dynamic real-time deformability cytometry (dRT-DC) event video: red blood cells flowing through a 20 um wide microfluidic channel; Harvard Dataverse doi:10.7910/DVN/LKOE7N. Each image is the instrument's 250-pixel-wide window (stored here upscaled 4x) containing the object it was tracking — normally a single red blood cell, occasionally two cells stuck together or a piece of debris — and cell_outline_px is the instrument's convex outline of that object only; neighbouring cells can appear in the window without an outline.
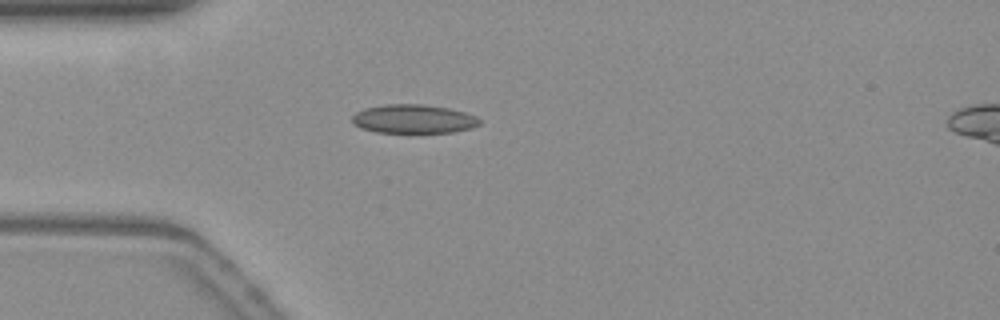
{"species": "common noctule bat (a hibernating species)", "species_latin": "Nyctalus noctula", "temperature_condition": "warm", "stored_images_in_passage": 40, "camera_frame_rate_fps": 3000, "um_per_image_px": 0.085, "animal": {"sex": "female", "body_mass_g": 19.3, "forearm_length_mm": 54.1}, "frame": {"image": 1, "passage_image": 9, "time_ms": 2.667, "image_size_px": [1000, 320], "cell_outline_px": [[480, 124], [472, 128], [452, 132], [376, 132], [360, 128], [352, 120], [352, 116], [356, 112], [364, 108], [384, 104], [424, 104], [448, 108], [464, 112], [476, 116], [480, 120]], "centroid_in_image_um": [35.15, 10.1], "position_along_channel_um": 49.9, "area_um2": 21.33}}
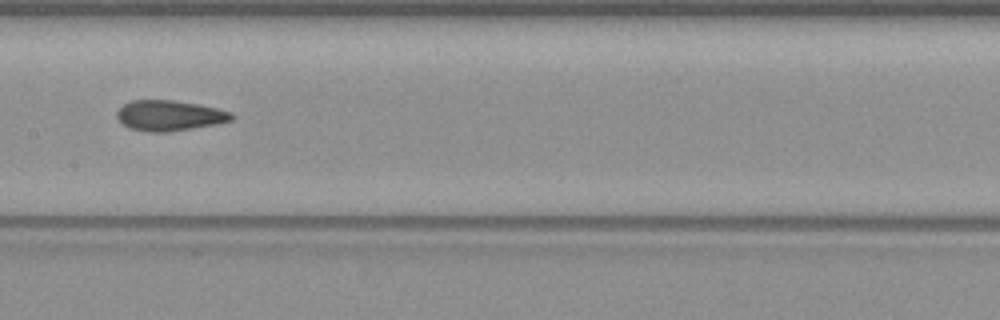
{"frame": {"image": 2, "passage_image": 21, "time_ms": 6.667, "image_size_px": [1000, 320], "cell_outline_px": [[236, 116], [232, 120], [216, 124], [168, 132], [144, 132], [128, 128], [120, 124], [116, 116], [116, 112], [124, 104], [132, 100], [172, 100], [196, 104], [216, 108], [232, 112]], "centroid_in_image_um": [14.37, 9.83], "position_along_channel_um": 193.0, "area_um2": 20.52}}
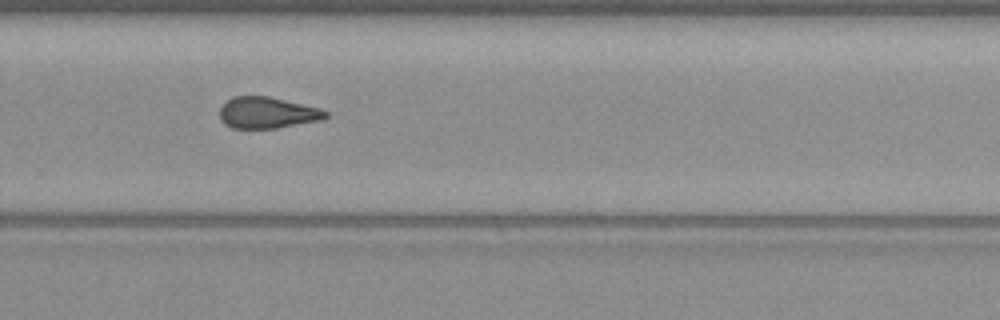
{"frame": {"image": 3, "passage_image": 30, "time_ms": 9.667, "image_size_px": [1000, 320], "cell_outline_px": [[328, 116], [324, 120], [276, 128], [232, 128], [224, 124], [220, 120], [220, 108], [232, 96], [268, 96], [320, 108], [328, 112]], "centroid_in_image_um": [22.73, 9.59], "position_along_channel_um": 307.1, "area_um2": 19.42}, "authors_computed_cell_mechanics": {"area_um2": 20.4612, "velocity_mm_per_s": 3.819, "shape_relaxation_time_tau1_ms": 4.5595, "shape_relaxation_time_tau2_ms": 3.2151, "deformation_change_tau1": 0.1096, "deformation_change_tau2": 0.0999}}